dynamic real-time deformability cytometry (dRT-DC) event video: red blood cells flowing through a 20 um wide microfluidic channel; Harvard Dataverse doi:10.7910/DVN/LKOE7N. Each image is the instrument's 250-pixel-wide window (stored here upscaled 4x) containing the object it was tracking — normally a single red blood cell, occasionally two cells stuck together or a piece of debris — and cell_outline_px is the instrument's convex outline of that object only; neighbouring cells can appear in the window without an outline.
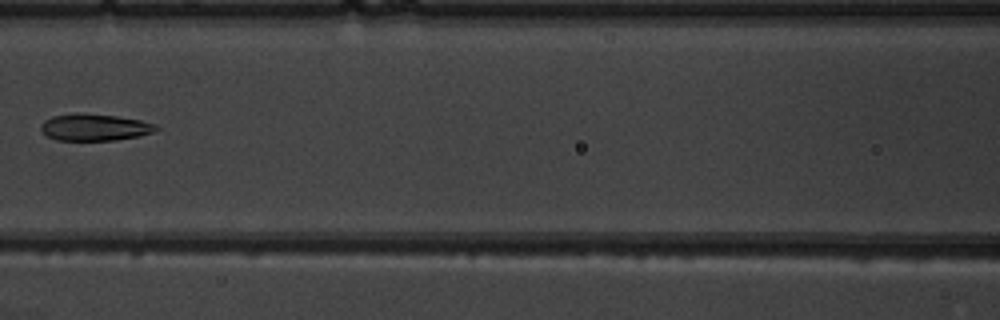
{"species": "common noctule bat (a hibernating species)", "species_latin": "Nyctalus noctula", "temperature_condition": "warm", "stored_images_in_passage": 7, "camera_frame_rate_fps": 3000, "um_per_image_px": 0.085, "animal": {"sex": "male", "body_mass_g": 19.5, "forearm_length_mm": 54.6}, "frame": {"image": 1, "passage_image": 7, "time_ms": 8.0, "image_size_px": [1000, 320], "cell_outline_px": [[160, 128], [152, 132], [140, 136], [116, 140], [56, 140], [40, 132], [40, 124], [44, 120], [52, 116], [76, 112], [84, 112], [116, 116], [140, 120], [156, 124]], "centroid_in_image_um": [8.01, 10.81], "position_along_channel_um": 158.6, "area_um2": 18.32}}